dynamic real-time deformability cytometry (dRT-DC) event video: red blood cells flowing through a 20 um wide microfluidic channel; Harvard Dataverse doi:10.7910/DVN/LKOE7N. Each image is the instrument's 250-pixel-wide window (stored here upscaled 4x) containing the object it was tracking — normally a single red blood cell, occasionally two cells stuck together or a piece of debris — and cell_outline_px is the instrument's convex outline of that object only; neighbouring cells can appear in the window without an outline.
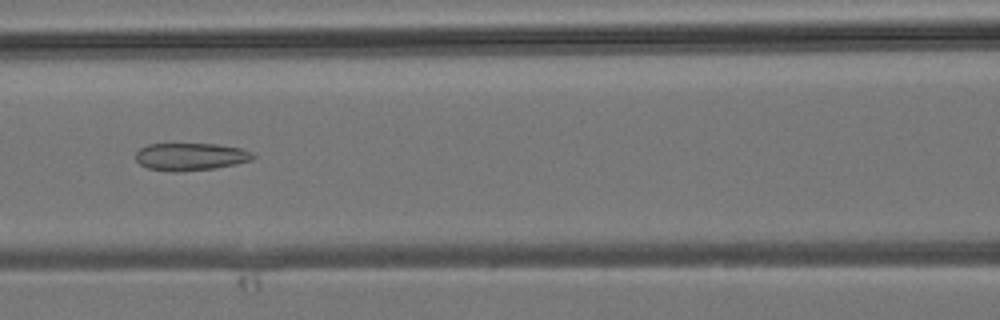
{"species": "common noctule bat (a hibernating species)", "species_latin": "Nyctalus noctula", "temperature_condition": "room temperature", "stored_images_in_passage": 45, "camera_frame_rate_fps": 3000, "um_per_image_px": 0.085, "animal": {"sex": "male", "body_mass_g": 19.2, "forearm_length_mm": 51.8}, "frame": {"image": 1, "passage_image": 20, "time_ms": 6.333, "image_size_px": [1000, 320], "cell_outline_px": [[256, 156], [252, 160], [236, 164], [216, 168], [176, 172], [172, 172], [148, 168], [140, 164], [136, 160], [136, 152], [140, 148], [148, 144], [216, 144], [240, 148], [252, 152]], "centroid_in_image_um": [16.2, 13.32], "position_along_channel_um": 150.4, "area_um2": 18.84}}
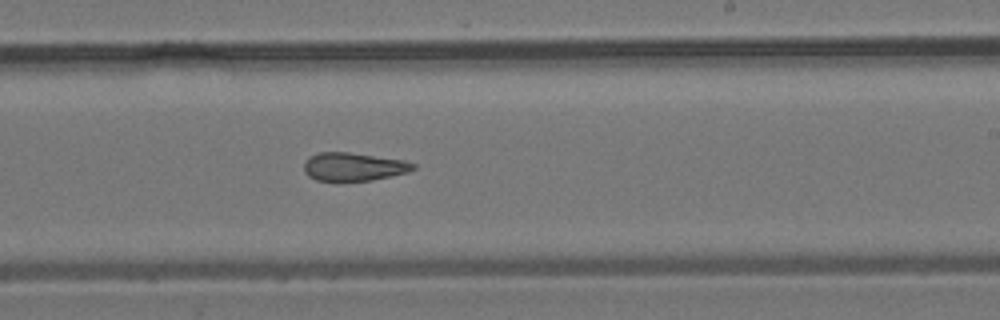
{"frame": {"image": 2, "passage_image": 27, "time_ms": 8.667, "image_size_px": [1000, 320], "cell_outline_px": [[416, 168], [408, 172], [372, 180], [316, 180], [308, 176], [304, 172], [304, 160], [308, 156], [320, 152], [348, 152], [404, 160], [416, 164]], "centroid_in_image_um": [30.03, 14.16], "position_along_channel_um": 259.0, "area_um2": 17.92}}
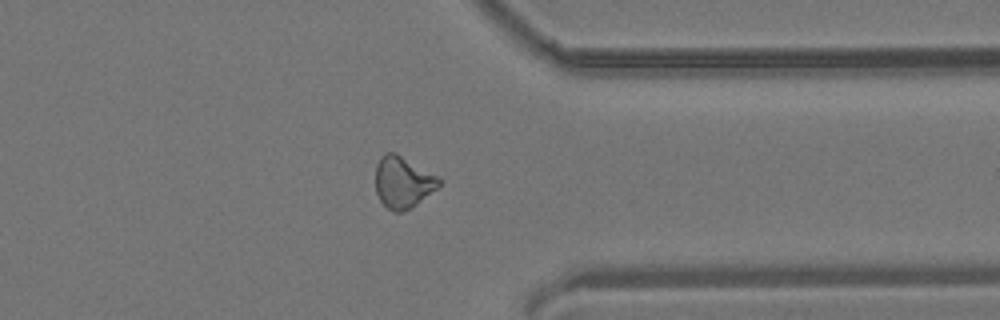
{"frame": {"image": 3, "passage_image": 35, "time_ms": 11.333, "image_size_px": [1000, 320], "cell_outline_px": [[444, 180], [436, 188], [416, 204], [400, 212], [396, 212], [388, 208], [380, 200], [376, 192], [376, 164], [380, 156], [384, 152], [396, 152], [440, 176]], "centroid_in_image_um": [34.26, 15.43], "position_along_channel_um": 377.1, "area_um2": 19.19}}